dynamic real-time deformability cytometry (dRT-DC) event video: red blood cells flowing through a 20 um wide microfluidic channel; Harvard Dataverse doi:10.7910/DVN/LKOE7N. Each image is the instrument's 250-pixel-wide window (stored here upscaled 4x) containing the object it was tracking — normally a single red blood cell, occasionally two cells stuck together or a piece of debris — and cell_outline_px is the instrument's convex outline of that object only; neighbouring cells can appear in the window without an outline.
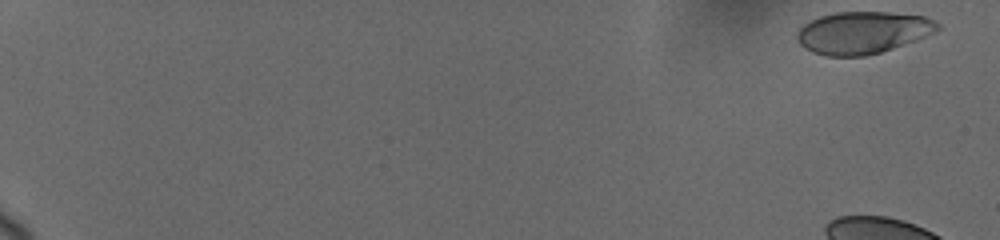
{"species": "human", "species_latin": "Homo sapiens", "temperature_condition": "cold", "stored_images_in_passage": 17, "camera_frame_rate_fps": 3000, "um_per_image_px": 0.085, "donor": {"sex": "female"}, "frame": {"image": 1, "passage_image": 1, "time_ms": 0.0, "image_size_px": [1000, 240], "cell_outline_px": [[940, 28], [924, 36], [904, 44], [880, 52], [864, 56], [824, 56], [812, 52], [800, 44], [796, 36], [800, 28], [804, 24], [820, 16], [836, 12], [888, 12], [924, 16], [936, 20], [940, 24]], "centroid_in_image_um": [73.32, 2.76], "position_along_channel_um": 11.7, "area_um2": 34.28}}